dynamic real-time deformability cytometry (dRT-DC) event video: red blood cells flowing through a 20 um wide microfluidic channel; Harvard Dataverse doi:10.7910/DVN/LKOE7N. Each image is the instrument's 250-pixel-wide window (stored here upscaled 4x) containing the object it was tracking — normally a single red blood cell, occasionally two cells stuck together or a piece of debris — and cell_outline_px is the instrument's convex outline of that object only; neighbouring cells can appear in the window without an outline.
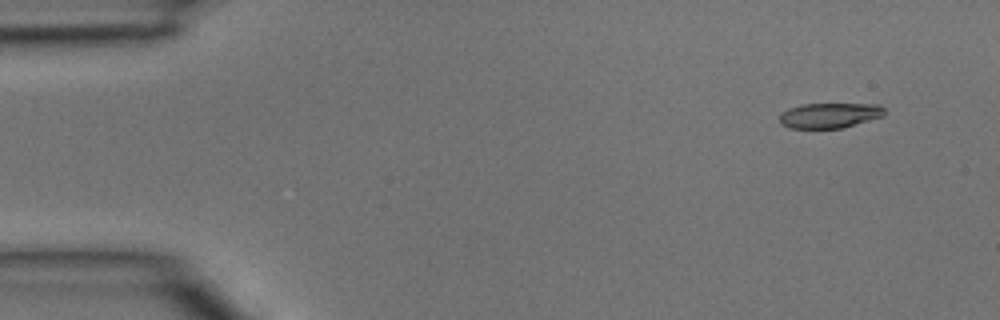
{"species": "common noctule bat (a hibernating species)", "species_latin": "Nyctalus noctula", "temperature_condition": "room temperature", "stored_images_in_passage": 5, "camera_frame_rate_fps": 3000, "um_per_image_px": 0.085, "animal": {"sex": "male", "body_mass_g": 15.6}, "frame": {"image": 1, "passage_image": 1, "time_ms": 0.0, "image_size_px": [1000, 320], "cell_outline_px": [[884, 116], [840, 128], [792, 128], [780, 124], [780, 112], [788, 108], [800, 104], [880, 104], [884, 108]], "centroid_in_image_um": [70.49, 9.8], "position_along_channel_um": 14.5, "area_um2": 15.37}}
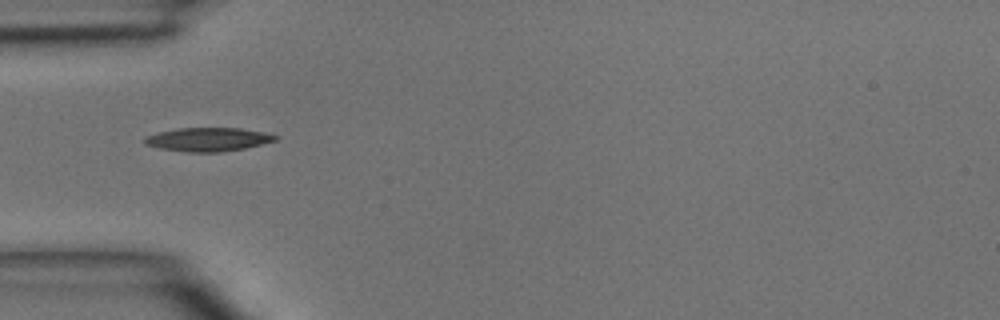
{"frame": {"image": 2, "passage_image": 4, "time_ms": 1.0, "image_size_px": [1000, 320], "cell_outline_px": [[280, 136], [276, 140], [244, 148], [220, 152], [188, 152], [160, 148], [144, 144], [144, 136], [156, 132], [176, 128], [240, 128], [264, 132]], "centroid_in_image_um": [17.64, 11.84], "position_along_channel_um": 67.4, "area_um2": 18.03}}